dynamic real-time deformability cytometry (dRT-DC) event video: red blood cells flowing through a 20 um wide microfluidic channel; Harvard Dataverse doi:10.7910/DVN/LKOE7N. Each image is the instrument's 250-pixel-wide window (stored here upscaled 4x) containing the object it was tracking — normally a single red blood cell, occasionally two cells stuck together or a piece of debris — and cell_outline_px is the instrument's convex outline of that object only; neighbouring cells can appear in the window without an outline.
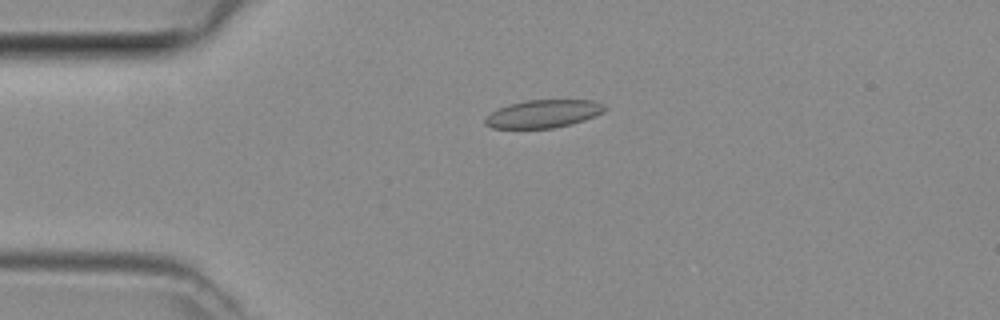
{"species": "common noctule bat (a hibernating species)", "species_latin": "Nyctalus noctula", "temperature_condition": "room temperature", "stored_images_in_passage": 5, "camera_frame_rate_fps": 3000, "um_per_image_px": 0.085, "animal": {"sex": "female", "body_mass_g": 29.2, "forearm_length_mm": 56.3}, "frame": {"image": 1, "passage_image": 5, "time_ms": 1.333, "image_size_px": [1000, 320], "cell_outline_px": [[608, 108], [604, 112], [596, 116], [572, 124], [552, 128], [492, 128], [484, 124], [484, 116], [508, 104], [524, 100], [592, 100], [604, 104]], "centroid_in_image_um": [46.19, 9.67], "position_along_channel_um": 38.8, "area_um2": 19.65}}